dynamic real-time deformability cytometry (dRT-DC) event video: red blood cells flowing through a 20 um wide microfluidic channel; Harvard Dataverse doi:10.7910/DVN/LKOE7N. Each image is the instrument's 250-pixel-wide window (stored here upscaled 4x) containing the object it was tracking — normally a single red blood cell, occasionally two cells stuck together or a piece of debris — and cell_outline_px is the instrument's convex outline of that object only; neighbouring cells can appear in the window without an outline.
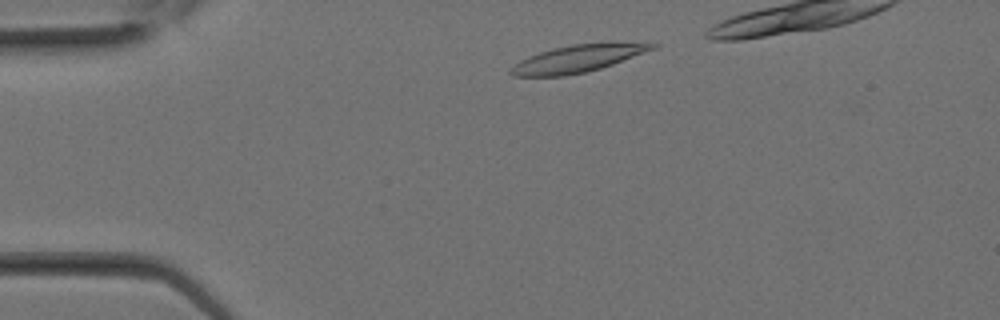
{"species": "Egyptian fruit bat (a non-hibernating species)", "species_latin": "Rousettus aegyptiacus", "temperature_condition": "room temperature", "stored_images_in_passage": 11, "segment_of_instrument_passage": [1, 2], "camera_frame_rate_fps": 3000, "um_per_image_px": 0.085, "animal": {"sex": "female"}, "frame": {"image": 1, "passage_image": 2, "time_ms": 0.333, "image_size_px": [1000, 320], "cell_outline_px": [[656, 48], [612, 64], [600, 68], [584, 72], [564, 76], [512, 76], [508, 72], [520, 60], [528, 56], [540, 52], [572, 44], [608, 40], [648, 40], [656, 44]], "centroid_in_image_um": [49.27, 4.91], "position_along_channel_um": 35.7, "area_um2": 23.24}}
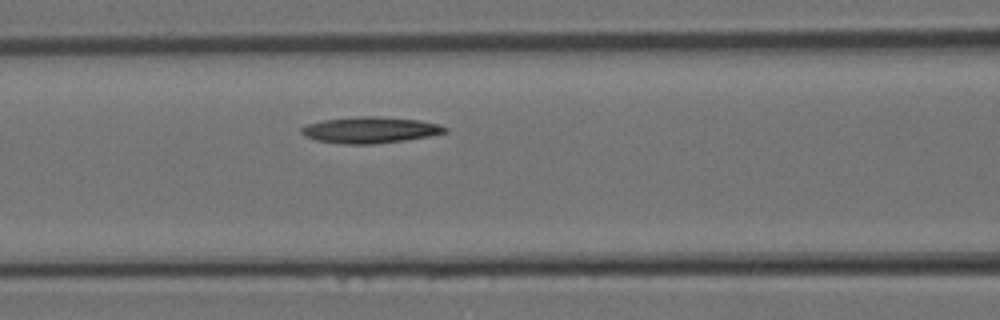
{"frame": {"image": 2, "passage_image": 8, "time_ms": 2.333, "image_size_px": [1000, 320], "cell_outline_px": [[448, 132], [428, 136], [404, 140], [372, 144], [344, 144], [316, 140], [304, 136], [300, 132], [300, 128], [308, 124], [324, 120], [356, 116], [376, 116], [420, 120], [440, 124], [448, 128]], "centroid_in_image_um": [31.47, 11.04], "position_along_channel_um": 135.1, "area_um2": 21.96}}
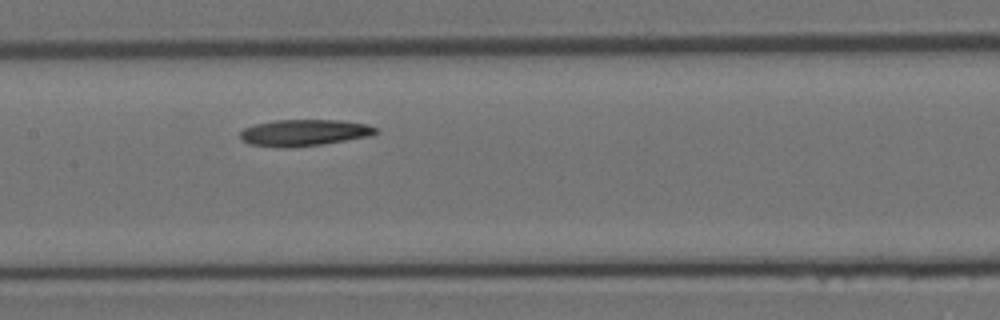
{"frame": {"image": 3, "passage_image": 10, "time_ms": 3.0, "image_size_px": [1000, 320], "cell_outline_px": [[380, 132], [372, 136], [320, 144], [288, 148], [280, 148], [248, 144], [240, 136], [240, 132], [244, 128], [256, 124], [276, 120], [340, 120], [368, 124], [376, 128]], "centroid_in_image_um": [25.88, 11.28], "position_along_channel_um": 181.5, "area_um2": 20.98}}